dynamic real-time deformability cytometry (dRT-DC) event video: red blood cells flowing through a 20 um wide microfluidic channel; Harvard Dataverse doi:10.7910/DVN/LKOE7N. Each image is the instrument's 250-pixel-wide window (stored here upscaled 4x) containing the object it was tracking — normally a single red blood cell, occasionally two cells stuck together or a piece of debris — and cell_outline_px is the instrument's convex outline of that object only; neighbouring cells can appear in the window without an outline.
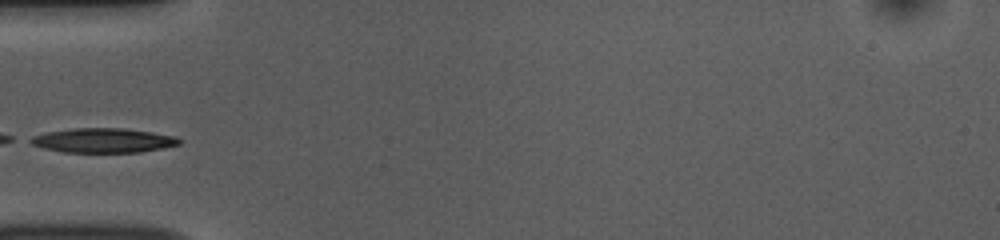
{"species": "common noctule bat (a hibernating species)", "species_latin": "Nyctalus noctula", "temperature_condition": "room temperature", "stored_images_in_passage": 34, "camera_frame_rate_fps": 3000, "um_per_image_px": 0.085, "animal": {"sex": "female", "body_mass_g": 10.0, "forearm_length_mm": 53.1}, "frame": {"image": 1, "passage_image": 1, "time_ms": 0.0, "image_size_px": [1000, 240], "cell_outline_px": [[180, 144], [140, 152], [60, 152], [44, 148], [32, 144], [24, 140], [32, 136], [48, 132], [72, 128], [120, 128], [176, 136], [180, 140]], "centroid_in_image_um": [8.69, 11.94], "position_along_channel_um": 76.3, "area_um2": 21.04}}
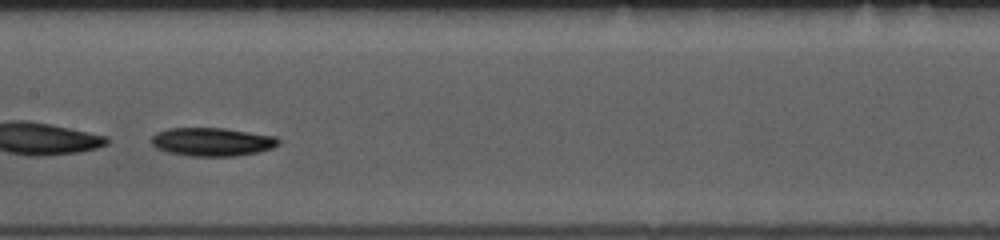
{"frame": {"image": 2, "passage_image": 10, "time_ms": 3.0, "image_size_px": [1000, 240], "cell_outline_px": [[280, 144], [272, 148], [260, 152], [236, 156], [192, 156], [168, 152], [156, 148], [152, 144], [152, 136], [156, 132], [168, 128], [224, 128], [276, 136], [280, 140]], "centroid_in_image_um": [18.06, 12.05], "position_along_channel_um": 189.3, "area_um2": 21.15}}
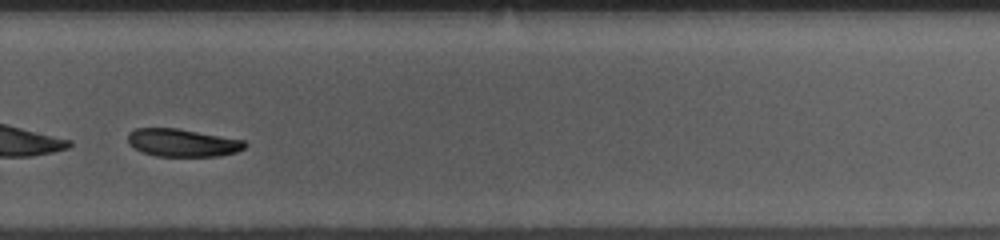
{"frame": {"image": 3, "passage_image": 20, "time_ms": 6.333, "image_size_px": [1000, 240], "cell_outline_px": [[248, 144], [244, 148], [236, 152], [220, 156], [156, 156], [144, 152], [136, 148], [128, 140], [128, 132], [136, 128], [176, 128], [244, 140]], "centroid_in_image_um": [15.54, 12.13], "position_along_channel_um": 314.3, "area_um2": 18.73}}